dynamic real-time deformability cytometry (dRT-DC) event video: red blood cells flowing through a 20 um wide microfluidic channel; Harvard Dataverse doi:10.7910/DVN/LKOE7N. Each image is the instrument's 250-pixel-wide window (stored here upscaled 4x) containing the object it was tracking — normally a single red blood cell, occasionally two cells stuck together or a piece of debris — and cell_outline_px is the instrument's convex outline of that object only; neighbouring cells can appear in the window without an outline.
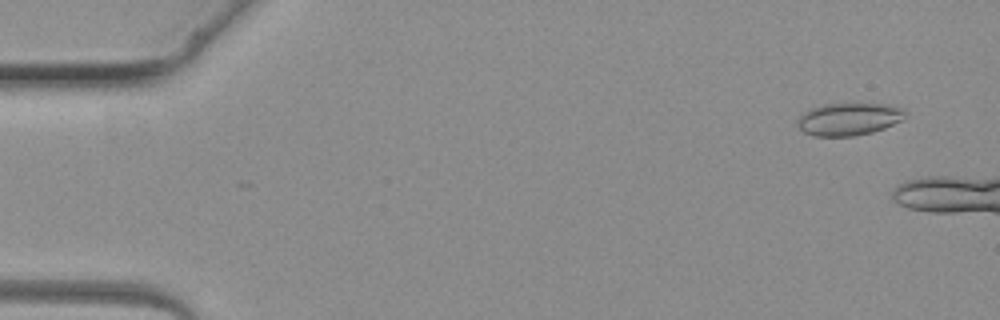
{"species": "common noctule bat (a hibernating species)", "species_latin": "Nyctalus noctula", "temperature_condition": "warm", "stored_images_in_passage": 5, "camera_frame_rate_fps": 3000, "um_per_image_px": 0.085, "animal": {"sex": "female", "body_mass_g": 19.3, "forearm_length_mm": 54.1}, "frame": {"image": 1, "passage_image": 1, "time_ms": 0.0, "image_size_px": [1000, 320], "cell_outline_px": [[908, 112], [904, 120], [884, 128], [872, 132], [852, 136], [816, 136], [804, 132], [800, 128], [796, 120], [804, 112], [820, 104], [888, 104], [904, 108]], "centroid_in_image_um": [72.2, 10.11], "position_along_channel_um": 12.8, "area_um2": 20.52}}